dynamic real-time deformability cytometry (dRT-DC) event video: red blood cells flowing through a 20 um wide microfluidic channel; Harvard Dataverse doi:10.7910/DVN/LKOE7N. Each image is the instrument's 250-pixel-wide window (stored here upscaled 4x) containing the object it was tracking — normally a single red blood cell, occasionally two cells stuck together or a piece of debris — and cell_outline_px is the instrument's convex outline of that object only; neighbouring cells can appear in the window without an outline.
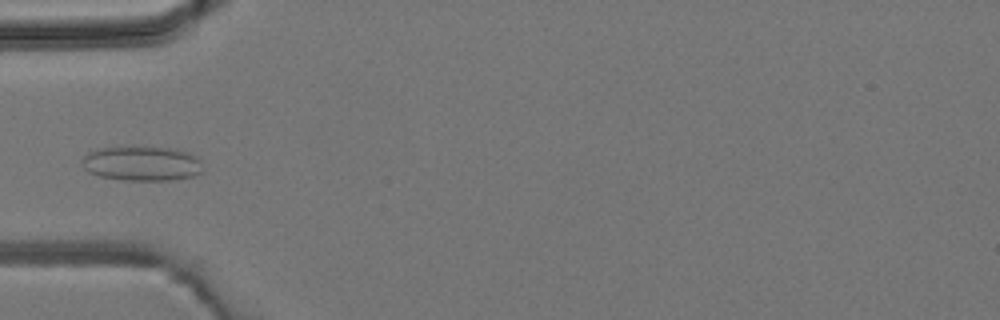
{"species": "common noctule bat (a hibernating species)", "species_latin": "Nyctalus noctula", "temperature_condition": "room temperature", "stored_images_in_passage": 6, "camera_frame_rate_fps": 3000, "um_per_image_px": 0.085, "animal": {"sex": "male", "body_mass_g": 19.2, "forearm_length_mm": 51.8}, "frame": {"image": 1, "passage_image": 5, "time_ms": 4.667, "image_size_px": [1000, 320], "cell_outline_px": [[204, 172], [192, 176], [176, 180], [124, 180], [100, 176], [88, 172], [84, 168], [80, 160], [88, 152], [96, 148], [128, 144], [176, 148], [188, 152], [196, 156], [200, 160]], "centroid_in_image_um": [12.04, 13.85], "position_along_channel_um": 73.0, "area_um2": 25.55}}